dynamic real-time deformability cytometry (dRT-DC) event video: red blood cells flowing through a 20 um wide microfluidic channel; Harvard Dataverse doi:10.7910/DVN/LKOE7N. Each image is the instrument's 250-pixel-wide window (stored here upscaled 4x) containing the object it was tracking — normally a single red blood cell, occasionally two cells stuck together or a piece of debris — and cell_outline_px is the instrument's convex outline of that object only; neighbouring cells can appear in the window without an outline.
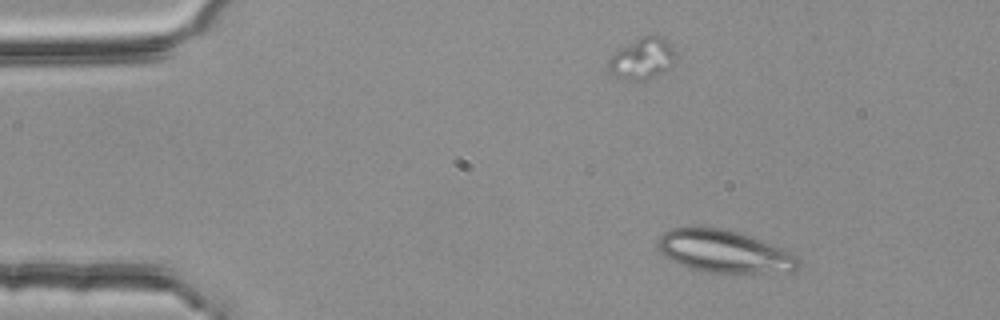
{"species": "common noctule bat (a hibernating species)", "species_latin": "Nyctalus noctula", "temperature_condition": "room temperature", "stored_images_in_passage": 4, "camera_frame_rate_fps": 3000, "um_per_image_px": 0.085, "animal": {"sex": "female", "body_mass_g": 25.1}, "frame": {"image": 1, "passage_image": 1, "time_ms": 0.0, "image_size_px": [1000, 320], "cell_outline_px": [[800, 264], [792, 272], [704, 272], [688, 268], [664, 256], [660, 252], [656, 244], [660, 236], [664, 232], [672, 228], [720, 228], [740, 232], [784, 248], [800, 256]], "centroid_in_image_um": [61.6, 21.37], "position_along_channel_um": 23.4, "area_um2": 34.85}}